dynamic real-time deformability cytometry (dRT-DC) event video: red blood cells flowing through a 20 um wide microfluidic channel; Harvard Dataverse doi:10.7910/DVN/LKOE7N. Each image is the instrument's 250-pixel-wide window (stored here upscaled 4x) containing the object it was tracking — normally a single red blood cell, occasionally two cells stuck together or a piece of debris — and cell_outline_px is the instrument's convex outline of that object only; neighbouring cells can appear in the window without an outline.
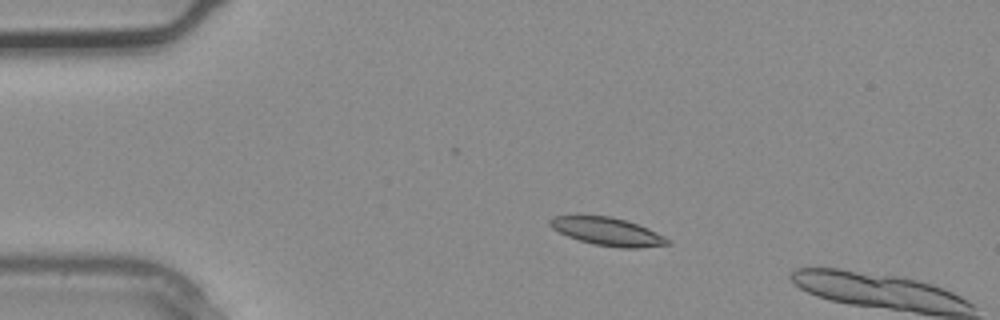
{"species": "common noctule bat (a hibernating species)", "species_latin": "Nyctalus noctula", "temperature_condition": "warm", "stored_images_in_passage": 3, "camera_frame_rate_fps": 3000, "um_per_image_px": 0.085, "animal": {"sex": "male", "body_mass_g": 20.4}, "frame": {"image": 1, "passage_image": 2, "time_ms": 0.333, "image_size_px": [1000, 320], "cell_outline_px": [[668, 244], [640, 248], [620, 248], [592, 244], [568, 236], [552, 228], [548, 224], [548, 220], [552, 216], [612, 216], [648, 228], [664, 236], [668, 240]], "centroid_in_image_um": [51.61, 19.68], "position_along_channel_um": 33.4, "area_um2": 18.96}}